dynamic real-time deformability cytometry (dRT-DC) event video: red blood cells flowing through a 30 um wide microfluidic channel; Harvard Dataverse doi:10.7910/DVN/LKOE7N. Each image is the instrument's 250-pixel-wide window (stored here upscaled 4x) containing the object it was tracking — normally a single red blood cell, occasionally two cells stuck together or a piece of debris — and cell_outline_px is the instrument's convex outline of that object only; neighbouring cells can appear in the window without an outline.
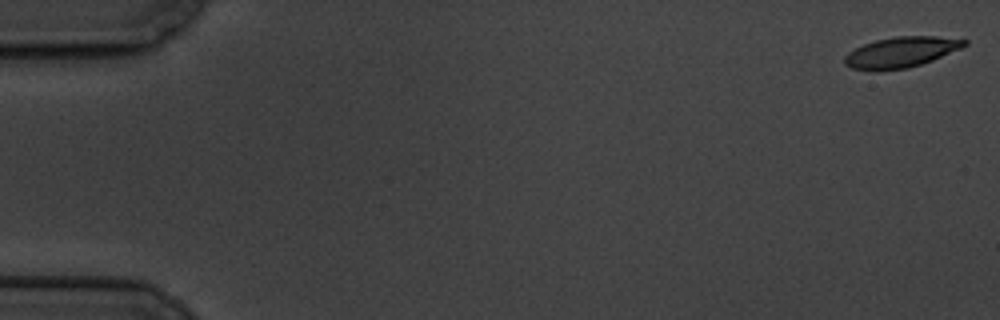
{"species": "common noctule bat (a hibernating species)", "species_latin": "Nyctalus noctula", "temperature_condition": "cold", "stored_images_in_passage": 5, "camera_frame_rate_fps": 3000, "um_per_image_px": 0.085, "animal": {"sex": "male", "body_mass_g": 19.5, "forearm_length_mm": 54.6}, "frame": {"image": 1, "passage_image": 1, "time_ms": 0.0, "image_size_px": [1000, 320], "cell_outline_px": [[968, 44], [960, 48], [932, 60], [908, 68], [880, 72], [852, 68], [844, 64], [844, 56], [848, 52], [864, 44], [876, 40], [896, 36], [936, 36], [968, 40]], "centroid_in_image_um": [76.55, 4.45], "position_along_channel_um": 8.4, "area_um2": 21.39}}
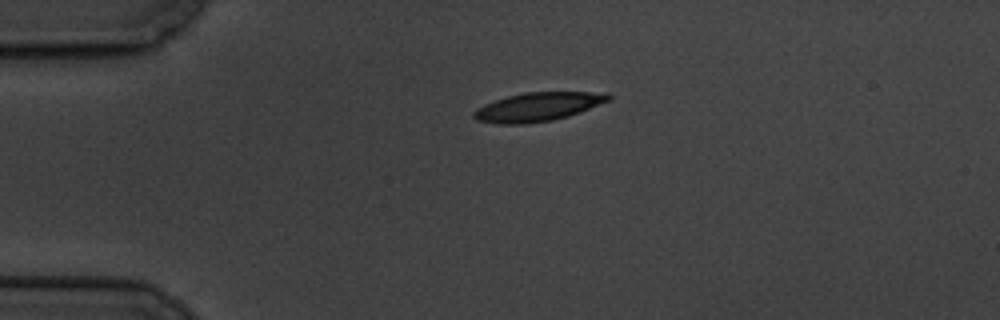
{"frame": {"image": 2, "passage_image": 4, "time_ms": 4.333, "image_size_px": [1000, 320], "cell_outline_px": [[612, 100], [580, 112], [568, 116], [552, 120], [524, 124], [500, 124], [476, 120], [472, 116], [472, 112], [476, 108], [484, 104], [508, 96], [524, 92], [608, 92], [612, 96]], "centroid_in_image_um": [45.75, 9.07], "position_along_channel_um": 39.3, "area_um2": 22.72}}